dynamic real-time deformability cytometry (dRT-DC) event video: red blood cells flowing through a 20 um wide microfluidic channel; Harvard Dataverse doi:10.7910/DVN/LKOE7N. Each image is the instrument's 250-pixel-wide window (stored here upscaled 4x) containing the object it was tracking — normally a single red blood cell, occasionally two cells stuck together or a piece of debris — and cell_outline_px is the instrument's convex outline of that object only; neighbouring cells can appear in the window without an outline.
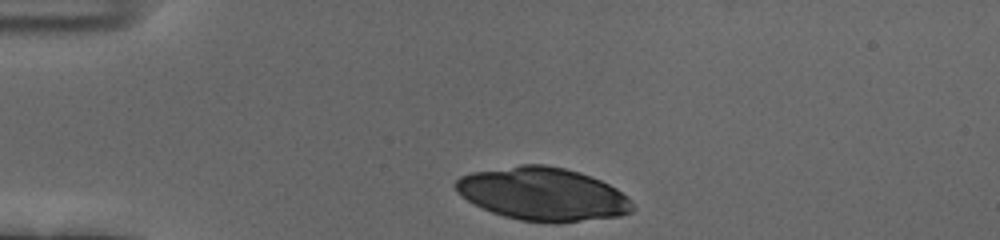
{"species": "human", "species_latin": "Homo sapiens", "temperature_condition": "cold", "stored_images_in_passage": 34, "camera_frame_rate_fps": 3000, "um_per_image_px": 0.085, "donor": {"sex": "female"}, "frame": {"image": 1, "passage_image": 1, "time_ms": 0.0, "image_size_px": [1000, 240], "cell_outline_px": [[636, 208], [632, 212], [620, 216], [552, 224], [520, 220], [504, 216], [492, 212], [468, 200], [452, 184], [460, 176], [472, 172], [520, 164], [544, 164], [564, 168], [580, 172], [600, 180], [616, 188], [628, 196], [632, 200]], "centroid_in_image_um": [46.19, 16.5], "position_along_channel_um": 38.8, "area_um2": 54.91}}
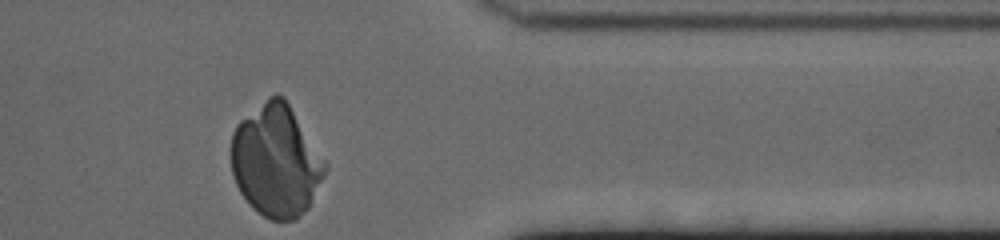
{"frame": {"image": 2, "passage_image": 34, "time_ms": 11.0, "image_size_px": [1000, 240], "cell_outline_px": [[328, 168], [308, 208], [296, 220], [272, 220], [264, 216], [252, 208], [248, 204], [240, 192], [232, 176], [232, 132], [236, 124], [240, 120], [268, 96], [276, 92], [284, 96], [328, 164]], "centroid_in_image_um": [23.47, 13.65], "position_along_channel_um": 387.9, "area_um2": 61.61}}